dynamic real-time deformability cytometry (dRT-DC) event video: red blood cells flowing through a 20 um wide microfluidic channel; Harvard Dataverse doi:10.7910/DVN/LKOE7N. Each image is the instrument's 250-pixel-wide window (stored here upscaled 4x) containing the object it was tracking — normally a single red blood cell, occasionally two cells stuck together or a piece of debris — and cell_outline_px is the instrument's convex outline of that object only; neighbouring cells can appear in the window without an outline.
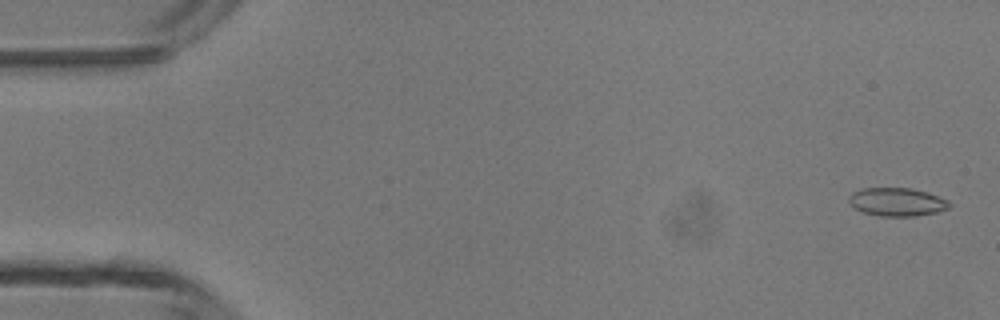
{"species": "common noctule bat (a hibernating species)", "species_latin": "Nyctalus noctula", "temperature_condition": "room temperature", "stored_images_in_passage": 48, "camera_frame_rate_fps": 3000, "um_per_image_px": 0.085, "animal": {"sex": "male", "body_mass_g": 13.3}, "frame": {"image": 1, "passage_image": 2, "time_ms": 0.333, "image_size_px": [1000, 320], "cell_outline_px": [[952, 204], [948, 208], [936, 212], [916, 216], [880, 216], [864, 212], [856, 208], [848, 200], [848, 196], [852, 192], [860, 188], [908, 188], [928, 192], [948, 200]], "centroid_in_image_um": [76.25, 17.15], "position_along_channel_um": 8.8, "area_um2": 16.53}}
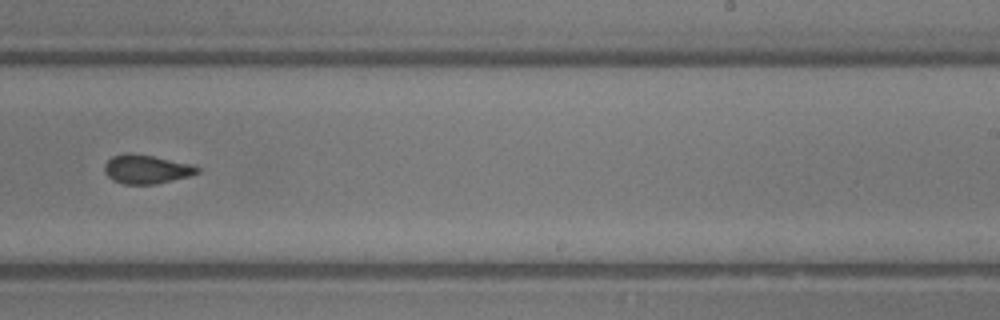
{"frame": {"image": 2, "passage_image": 30, "time_ms": 9.667, "image_size_px": [1000, 320], "cell_outline_px": [[200, 172], [188, 176], [156, 184], [124, 184], [112, 180], [104, 172], [104, 164], [112, 156], [128, 152], [152, 156], [188, 164], [200, 168]], "centroid_in_image_um": [12.39, 14.39], "position_along_channel_um": 276.6, "area_um2": 15.43}}
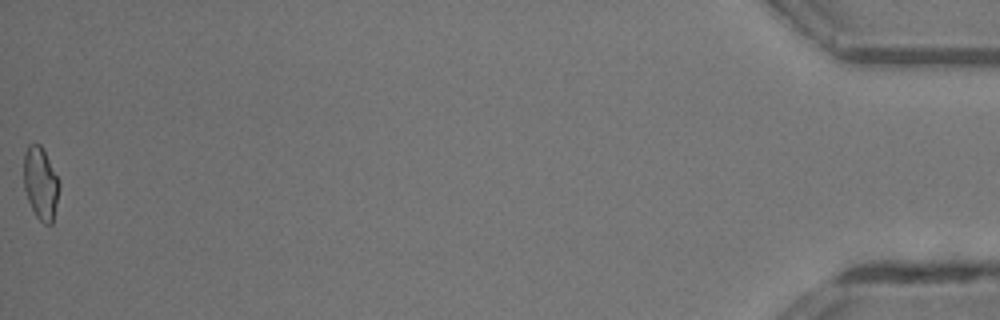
{"frame": {"image": 3, "passage_image": 48, "time_ms": 15.667, "image_size_px": [1000, 320], "cell_outline_px": [[60, 188], [52, 224], [44, 224], [36, 216], [28, 200], [24, 188], [24, 152], [28, 144], [40, 144], [60, 180]], "centroid_in_image_um": [3.46, 15.58], "position_along_channel_um": 431.7, "area_um2": 15.03}, "authors_computed_cell_mechanics": {"area_um2": 15.895, "velocity_mm_per_s": 4.348, "shape_relaxation_time_tau1_ms": 7.4865, "shape_relaxation_time_tau2_ms": 1.7744, "deformation_change_tau1": 0.1645, "deformation_change_tau2": 0.0852}}